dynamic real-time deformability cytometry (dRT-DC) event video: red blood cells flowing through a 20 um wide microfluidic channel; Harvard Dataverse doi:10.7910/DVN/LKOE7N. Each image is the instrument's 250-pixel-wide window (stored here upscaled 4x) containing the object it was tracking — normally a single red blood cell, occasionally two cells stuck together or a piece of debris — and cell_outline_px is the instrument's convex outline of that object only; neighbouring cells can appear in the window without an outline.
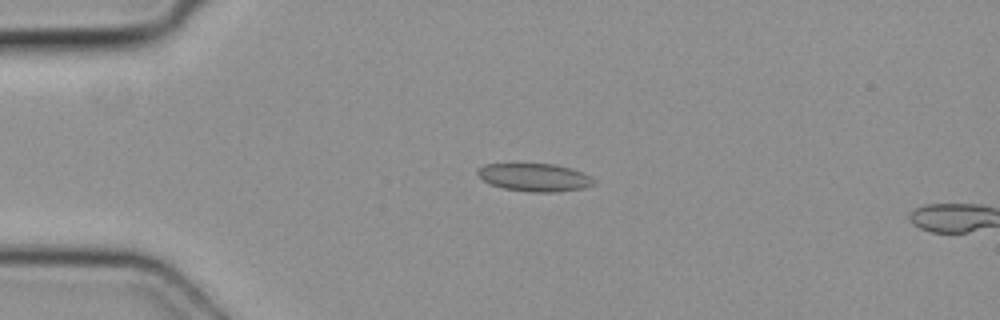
{"species": "common noctule bat (a hibernating species)", "species_latin": "Nyctalus noctula", "temperature_condition": "cold", "stored_images_in_passage": 4, "camera_frame_rate_fps": 3000, "um_per_image_px": 0.085, "animal": {"sex": "female", "body_mass_g": 19.3, "forearm_length_mm": 54.1}, "frame": {"image": 1, "passage_image": 3, "time_ms": 0.667, "image_size_px": [1000, 320], "cell_outline_px": [[596, 184], [584, 188], [552, 192], [528, 192], [504, 188], [488, 184], [476, 172], [476, 168], [484, 164], [556, 164], [572, 168], [592, 176], [596, 180]], "centroid_in_image_um": [45.46, 15.07], "position_along_channel_um": 39.5, "area_um2": 19.13}}